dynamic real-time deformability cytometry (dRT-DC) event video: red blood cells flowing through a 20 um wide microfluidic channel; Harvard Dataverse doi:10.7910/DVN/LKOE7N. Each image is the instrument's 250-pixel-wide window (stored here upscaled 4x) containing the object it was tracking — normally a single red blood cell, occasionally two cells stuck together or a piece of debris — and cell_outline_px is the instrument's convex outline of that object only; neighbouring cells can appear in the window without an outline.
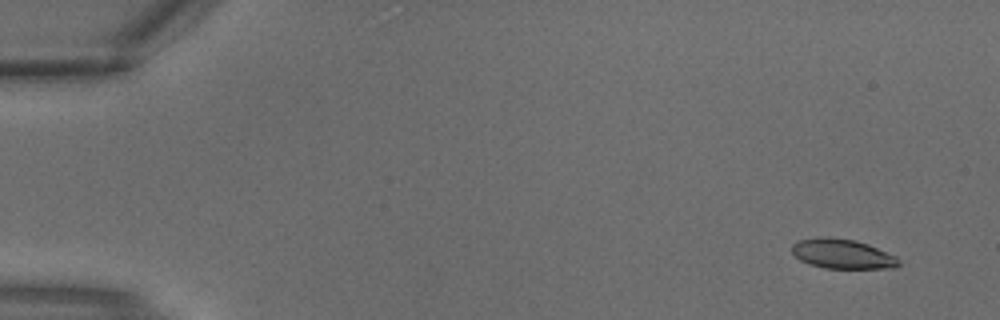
{"species": "common noctule bat (a hibernating species)", "species_latin": "Nyctalus noctula", "temperature_condition": "warm", "stored_images_in_passage": 3, "camera_frame_rate_fps": 3000, "um_per_image_px": 0.085, "animal": {"sex": "male", "body_mass_g": 18.8}, "frame": {"image": 1, "passage_image": 1, "time_ms": 0.0, "image_size_px": [1000, 320], "cell_outline_px": [[900, 264], [892, 268], [824, 268], [808, 264], [800, 260], [792, 252], [792, 244], [796, 240], [816, 236], [828, 236], [856, 240], [868, 244], [896, 256], [900, 260]], "centroid_in_image_um": [71.56, 21.56], "position_along_channel_um": 13.4, "area_um2": 18.73}}
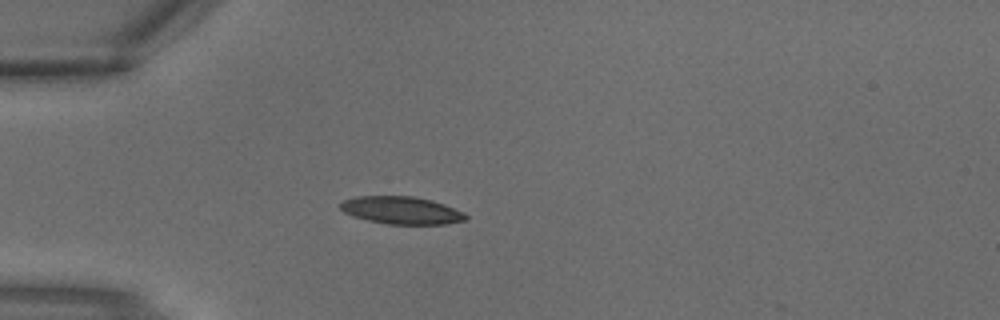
{"frame": {"image": 2, "passage_image": 3, "time_ms": 0.667, "image_size_px": [1000, 320], "cell_outline_px": [[468, 220], [444, 224], [388, 224], [368, 220], [352, 216], [344, 212], [340, 208], [340, 204], [344, 200], [356, 196], [412, 196], [432, 200], [444, 204], [464, 212], [468, 216]], "centroid_in_image_um": [34.14, 17.87], "position_along_channel_um": 50.9, "area_um2": 20.17}}